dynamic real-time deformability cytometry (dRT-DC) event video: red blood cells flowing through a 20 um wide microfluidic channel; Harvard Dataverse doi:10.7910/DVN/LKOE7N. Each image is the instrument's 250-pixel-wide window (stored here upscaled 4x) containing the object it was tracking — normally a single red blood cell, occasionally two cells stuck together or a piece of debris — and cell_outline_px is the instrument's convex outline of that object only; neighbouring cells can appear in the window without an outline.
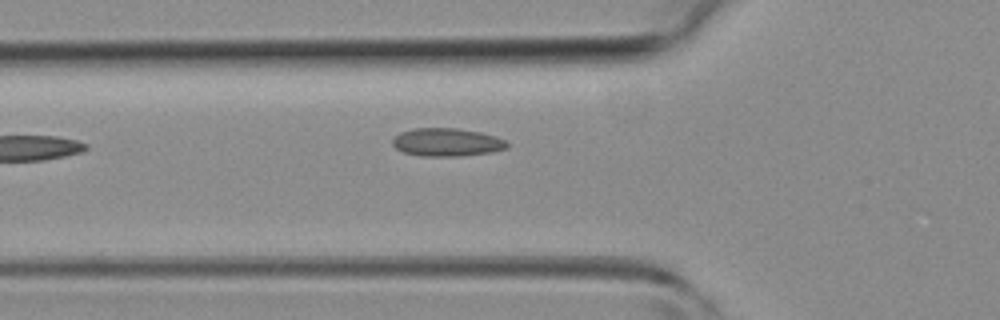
{"species": "common noctule bat (a hibernating species)", "species_latin": "Nyctalus noctula", "temperature_condition": "room temperature", "stored_images_in_passage": 22, "camera_frame_rate_fps": 3000, "um_per_image_px": 0.085, "animal": {"sex": "female", "body_mass_g": 19.3, "forearm_length_mm": 54.1}, "frame": {"image": 1, "passage_image": 4, "time_ms": 1.0, "image_size_px": [1000, 320], "cell_outline_px": [[508, 148], [492, 152], [460, 156], [420, 156], [404, 152], [396, 148], [392, 144], [392, 140], [400, 132], [412, 128], [456, 128], [480, 132], [496, 136], [504, 140], [508, 144]], "centroid_in_image_um": [37.98, 12.09], "position_along_channel_um": 87.8, "area_um2": 18.79}}